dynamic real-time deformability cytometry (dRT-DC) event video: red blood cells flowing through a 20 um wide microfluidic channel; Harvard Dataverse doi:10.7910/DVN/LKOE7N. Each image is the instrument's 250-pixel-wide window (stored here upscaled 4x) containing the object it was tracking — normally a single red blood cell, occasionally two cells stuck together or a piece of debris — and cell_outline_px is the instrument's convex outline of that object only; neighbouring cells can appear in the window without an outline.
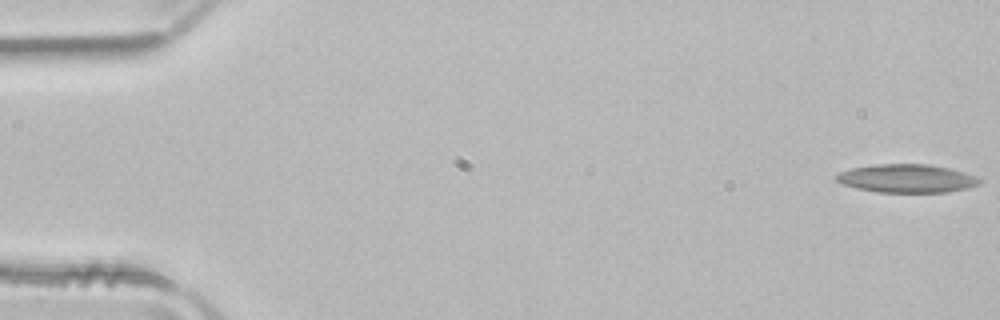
{"species": "common noctule bat (a hibernating species)", "species_latin": "Nyctalus noctula", "temperature_condition": "room temperature", "stored_images_in_passage": 52, "camera_frame_rate_fps": 3000, "um_per_image_px": 0.085, "animal": {"sex": "male", "body_mass_g": 21.5, "forearm_length_mm": 52.0}, "frame": {"image": 1, "passage_image": 1, "time_ms": 0.0, "image_size_px": [1000, 320], "cell_outline_px": [[984, 180], [980, 184], [968, 188], [948, 192], [876, 192], [856, 188], [840, 184], [836, 180], [836, 176], [840, 172], [852, 168], [872, 164], [928, 164], [948, 168], [964, 172], [976, 176]], "centroid_in_image_um": [77.09, 15.17], "position_along_channel_um": 7.9, "area_um2": 23.81}}
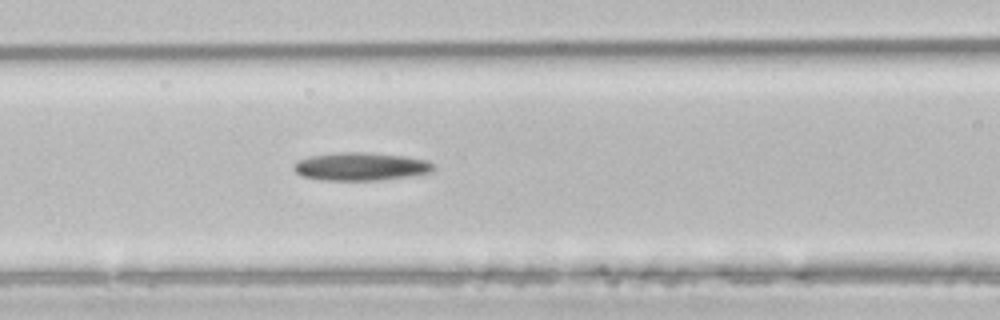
{"frame": {"image": 2, "passage_image": 22, "time_ms": 7.0, "image_size_px": [1000, 320], "cell_outline_px": [[436, 168], [432, 172], [408, 176], [380, 180], [324, 180], [300, 176], [292, 168], [292, 164], [308, 156], [332, 152], [372, 152], [404, 156], [428, 160]], "centroid_in_image_um": [30.64, 14.14], "position_along_channel_um": 136.0, "area_um2": 23.12}}
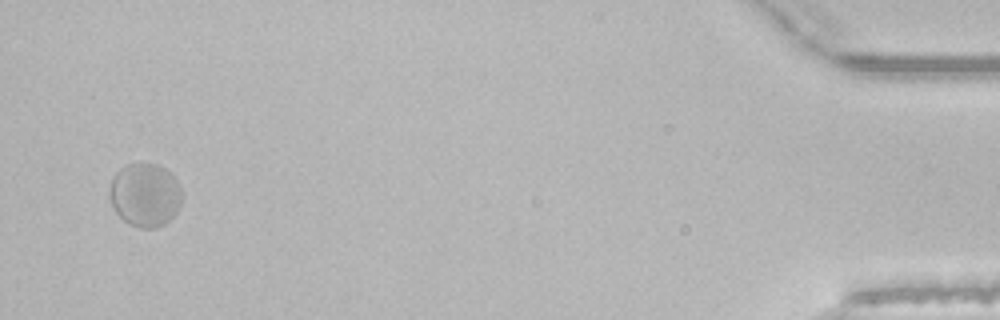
{"frame": {"image": 3, "passage_image": 51, "time_ms": 16.667, "image_size_px": [1000, 320], "cell_outline_px": [[184, 196], [176, 212], [164, 224], [156, 228], [140, 228], [128, 224], [112, 208], [108, 196], [108, 192], [112, 180], [116, 172], [120, 168], [128, 164], [156, 164], [164, 168], [176, 180]], "centroid_in_image_um": [12.31, 16.59], "position_along_channel_um": 422.9, "area_um2": 26.82}, "authors_computed_cell_mechanics": {"area_um2": 23.4379, "velocity_mm_per_s": 3.8695, "shape_relaxation_time_tau1_ms": null, "shape_relaxation_time_tau2_ms": 1.7174, "deformation_change_tau1": null, "deformation_change_tau2": 0.0519}}